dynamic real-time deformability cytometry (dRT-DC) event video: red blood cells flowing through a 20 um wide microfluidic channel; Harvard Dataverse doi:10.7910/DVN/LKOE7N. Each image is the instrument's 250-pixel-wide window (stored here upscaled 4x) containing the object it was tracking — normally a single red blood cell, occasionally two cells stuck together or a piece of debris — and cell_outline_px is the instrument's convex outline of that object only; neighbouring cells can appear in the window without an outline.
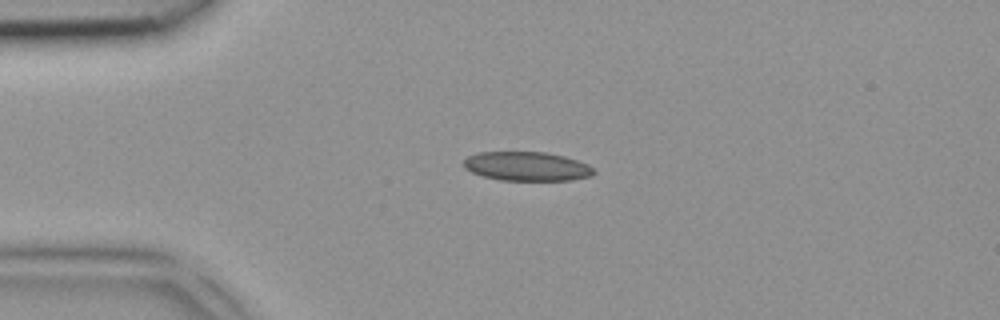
{"species": "common noctule bat (a hibernating species)", "species_latin": "Nyctalus noctula", "temperature_condition": "room temperature", "stored_images_in_passage": 5, "camera_frame_rate_fps": 3000, "um_per_image_px": 0.085, "animal": {"sex": "female", "body_mass_g": 18.4}, "frame": {"image": 1, "passage_image": 3, "time_ms": 0.667, "image_size_px": [1000, 320], "cell_outline_px": [[596, 172], [592, 176], [572, 180], [500, 180], [484, 176], [472, 172], [464, 168], [464, 160], [468, 156], [476, 152], [544, 152], [564, 156], [588, 164]], "centroid_in_image_um": [44.79, 14.14], "position_along_channel_um": 40.2, "area_um2": 22.02}}